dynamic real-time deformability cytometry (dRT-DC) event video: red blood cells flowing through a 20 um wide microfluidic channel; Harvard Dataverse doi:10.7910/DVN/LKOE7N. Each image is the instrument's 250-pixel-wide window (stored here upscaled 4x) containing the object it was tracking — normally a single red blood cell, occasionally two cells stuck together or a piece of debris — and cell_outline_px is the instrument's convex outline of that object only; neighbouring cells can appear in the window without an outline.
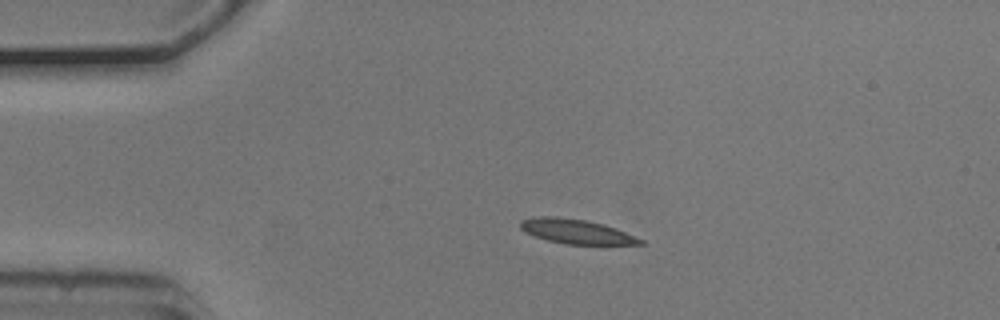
{"species": "common noctule bat (a hibernating species)", "species_latin": "Nyctalus noctula", "temperature_condition": "cold", "stored_images_in_passage": 3, "camera_frame_rate_fps": 3000, "um_per_image_px": 0.085, "animal": {"sex": "male", "body_mass_g": 20.5, "forearm_length_mm": 52.5}, "frame": {"image": 1, "passage_image": 2, "time_ms": 0.333, "image_size_px": [1000, 320], "cell_outline_px": [[644, 244], [568, 244], [548, 240], [524, 232], [520, 228], [520, 220], [540, 216], [556, 216], [584, 220], [604, 224], [616, 228], [644, 240]], "centroid_in_image_um": [48.97, 19.67], "position_along_channel_um": 36.0, "area_um2": 16.94}}